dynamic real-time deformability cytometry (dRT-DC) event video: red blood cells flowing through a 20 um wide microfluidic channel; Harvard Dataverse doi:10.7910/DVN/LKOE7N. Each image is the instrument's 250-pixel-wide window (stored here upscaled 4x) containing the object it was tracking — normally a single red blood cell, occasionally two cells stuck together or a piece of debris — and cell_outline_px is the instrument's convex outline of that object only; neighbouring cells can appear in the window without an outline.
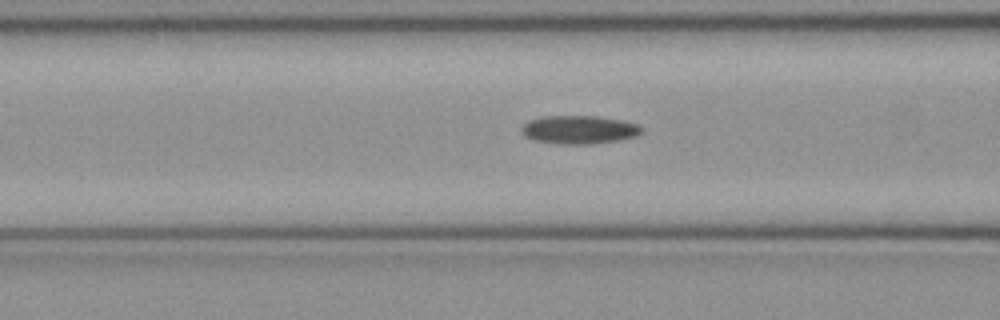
{"species": "common noctule bat (a hibernating species)", "species_latin": "Nyctalus noctula", "temperature_condition": "cold", "stored_images_in_passage": 51, "camera_frame_rate_fps": 3000, "um_per_image_px": 0.085, "animal": {"sex": "female", "body_mass_g": 21.9}, "frame": {"image": 1, "passage_image": 20, "time_ms": 6.333, "image_size_px": [1000, 320], "cell_outline_px": [[644, 132], [636, 136], [616, 140], [592, 144], [560, 144], [536, 140], [524, 136], [520, 128], [528, 120], [544, 116], [596, 116], [624, 120], [636, 124]], "centroid_in_image_um": [49.21, 11.01], "position_along_channel_um": 117.4, "area_um2": 19.77}}
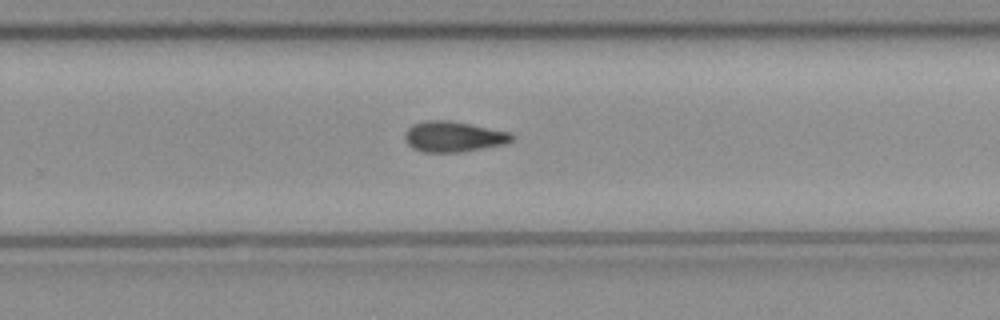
{"frame": {"image": 2, "passage_image": 33, "time_ms": 10.667, "image_size_px": [1000, 320], "cell_outline_px": [[516, 136], [508, 144], [460, 152], [424, 152], [412, 148], [408, 144], [404, 136], [404, 132], [412, 124], [424, 120], [448, 120], [472, 124], [512, 132]], "centroid_in_image_um": [38.58, 11.6], "position_along_channel_um": 291.2, "area_um2": 19.42}}
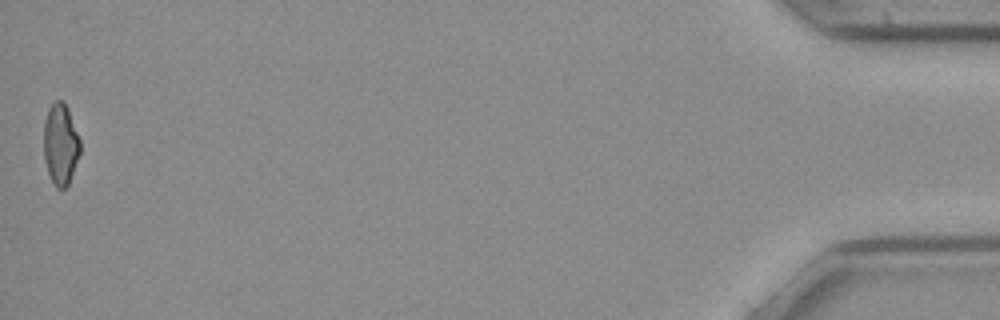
{"frame": {"image": 3, "passage_image": 51, "time_ms": 16.667, "image_size_px": [1000, 320], "cell_outline_px": [[80, 152], [68, 184], [64, 188], [56, 188], [48, 172], [44, 160], [44, 120], [48, 108], [56, 100], [64, 100], [68, 108], [80, 140]], "centroid_in_image_um": [5.13, 12.22], "position_along_channel_um": 430.1, "area_um2": 17.17}}